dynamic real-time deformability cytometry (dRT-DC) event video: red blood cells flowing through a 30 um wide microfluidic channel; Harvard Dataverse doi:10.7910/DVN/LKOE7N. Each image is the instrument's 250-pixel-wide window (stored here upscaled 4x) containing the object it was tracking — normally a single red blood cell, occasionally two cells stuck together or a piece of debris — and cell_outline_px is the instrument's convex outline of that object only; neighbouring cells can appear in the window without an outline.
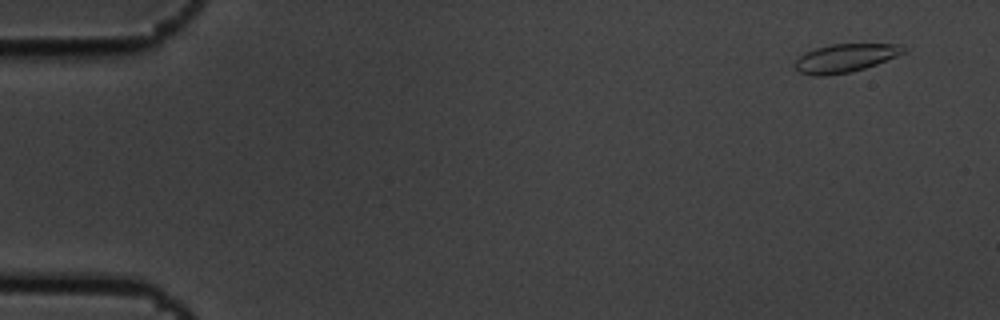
{"species": "common noctule bat (a hibernating species)", "species_latin": "Nyctalus noctula", "temperature_condition": "cold", "stored_images_in_passage": 5, "camera_frame_rate_fps": 3000, "um_per_image_px": 0.085, "animal": {"sex": "male", "body_mass_g": 19.5, "forearm_length_mm": 54.6}, "frame": {"image": 1, "passage_image": 2, "time_ms": 0.333, "image_size_px": [1000, 320], "cell_outline_px": [[908, 48], [904, 52], [896, 56], [876, 64], [852, 72], [824, 76], [812, 76], [800, 72], [792, 64], [804, 52], [816, 48], [832, 44], [900, 44]], "centroid_in_image_um": [71.82, 4.94], "position_along_channel_um": 13.2, "area_um2": 17.98}}